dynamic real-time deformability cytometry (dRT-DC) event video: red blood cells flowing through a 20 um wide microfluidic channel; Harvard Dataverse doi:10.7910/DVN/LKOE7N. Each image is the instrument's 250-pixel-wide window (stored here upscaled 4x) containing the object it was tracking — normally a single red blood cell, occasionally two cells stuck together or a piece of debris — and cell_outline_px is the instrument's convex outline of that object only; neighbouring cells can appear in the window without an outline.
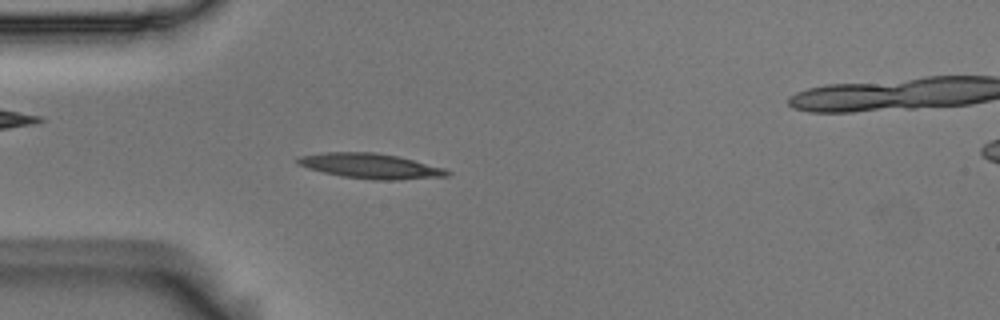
{"species": "Egyptian fruit bat (a non-hibernating species)", "species_latin": "Rousettus aegyptiacus", "temperature_condition": "room temperature", "stored_images_in_passage": 55, "camera_frame_rate_fps": 3000, "um_per_image_px": 0.085, "animal": {"sex": "male"}, "frame": {"image": 1, "passage_image": 15, "time_ms": 4.667, "image_size_px": [1000, 320], "cell_outline_px": [[452, 172], [448, 176], [400, 180], [372, 180], [344, 176], [324, 172], [308, 168], [296, 164], [296, 160], [300, 156], [324, 152], [376, 152], [396, 156], [444, 168]], "centroid_in_image_um": [31.49, 14.11], "position_along_channel_um": 53.5, "area_um2": 21.73}}
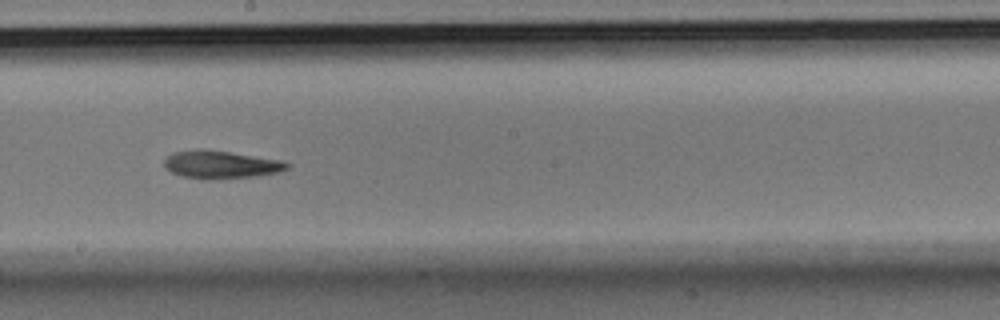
{"frame": {"image": 2, "passage_image": 30, "time_ms": 9.667, "image_size_px": [1000, 320], "cell_outline_px": [[292, 164], [288, 168], [280, 172], [256, 176], [208, 180], [200, 180], [180, 176], [164, 168], [164, 160], [172, 152], [196, 148], [204, 148], [284, 160]], "centroid_in_image_um": [18.76, 13.98], "position_along_channel_um": 229.4, "area_um2": 20.58}}
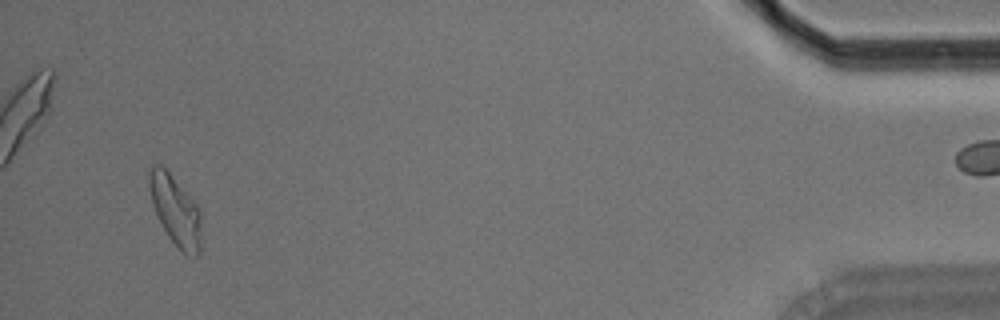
{"frame": {"image": 3, "passage_image": 52, "time_ms": 17.0, "image_size_px": [1000, 320], "cell_outline_px": [[200, 252], [196, 256], [184, 252], [168, 236], [152, 204], [148, 184], [148, 176], [152, 164], [160, 164], [168, 172], [196, 204], [200, 212]], "centroid_in_image_um": [14.89, 17.86], "position_along_channel_um": 420.3, "area_um2": 20.46}}